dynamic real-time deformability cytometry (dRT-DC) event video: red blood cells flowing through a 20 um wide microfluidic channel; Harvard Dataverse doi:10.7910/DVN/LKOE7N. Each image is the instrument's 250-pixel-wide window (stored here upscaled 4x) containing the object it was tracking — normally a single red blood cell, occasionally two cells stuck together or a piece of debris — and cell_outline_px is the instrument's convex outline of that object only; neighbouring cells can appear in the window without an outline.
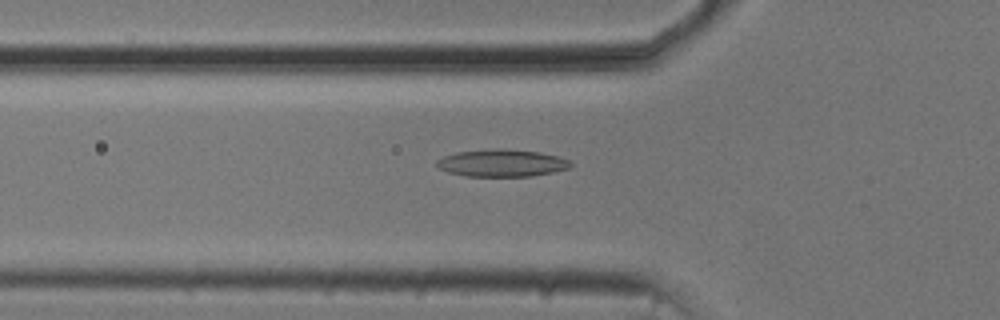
{"species": "common noctule bat (a hibernating species)", "species_latin": "Nyctalus noctula", "temperature_condition": "cold", "stored_images_in_passage": 53, "camera_frame_rate_fps": 3000, "um_per_image_px": 0.085, "animal": {"sex": "male", "body_mass_g": 20.5, "forearm_length_mm": 52.5}, "frame": {"image": 1, "passage_image": 18, "time_ms": 5.667, "image_size_px": [1000, 320], "cell_outline_px": [[572, 164], [568, 168], [552, 172], [528, 176], [464, 176], [448, 172], [440, 168], [436, 164], [436, 160], [444, 156], [456, 152], [496, 148], [504, 148], [540, 152], [556, 156], [568, 160]], "centroid_in_image_um": [42.61, 13.85], "position_along_channel_um": 83.2, "area_um2": 21.15}}
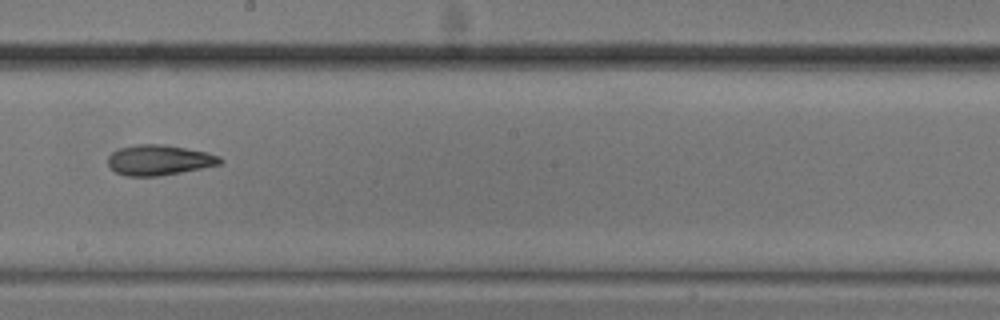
{"frame": {"image": 2, "passage_image": 30, "time_ms": 9.667, "image_size_px": [1000, 320], "cell_outline_px": [[224, 160], [220, 164], [160, 176], [124, 176], [116, 172], [108, 164], [108, 156], [112, 152], [120, 148], [136, 144], [164, 144], [204, 152], [220, 156]], "centroid_in_image_um": [13.49, 13.6], "position_along_channel_um": 234.7, "area_um2": 19.65}}
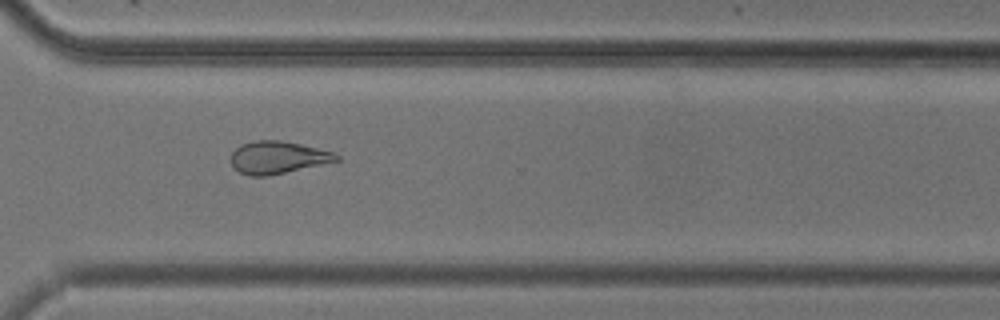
{"frame": {"image": 3, "passage_image": 39, "time_ms": 12.667, "image_size_px": [1000, 320], "cell_outline_px": [[340, 160], [268, 176], [248, 176], [240, 172], [232, 164], [232, 152], [240, 144], [252, 140], [280, 140], [300, 144], [332, 152], [340, 156]], "centroid_in_image_um": [23.58, 13.37], "position_along_channel_um": 347.0, "area_um2": 19.77}, "authors_computed_cell_mechanics": {"area_um2": 21.097, "velocity_mm_per_s": 3.7656, "shape_relaxation_time_tau1_ms": null, "shape_relaxation_time_tau2_ms": 4.0161, "deformation_change_tau1": null, "deformation_change_tau2": 0.1145}}